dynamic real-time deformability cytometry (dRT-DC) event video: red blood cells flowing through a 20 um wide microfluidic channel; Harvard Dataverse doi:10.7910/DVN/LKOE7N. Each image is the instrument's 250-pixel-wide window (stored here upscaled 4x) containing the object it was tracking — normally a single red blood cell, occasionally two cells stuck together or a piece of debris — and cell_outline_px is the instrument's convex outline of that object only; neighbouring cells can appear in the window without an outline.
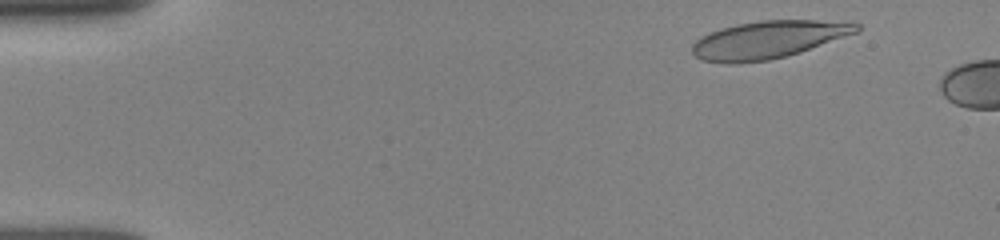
{"species": "human", "species_latin": "Homo sapiens", "temperature_condition": "room temperature", "stored_images_in_passage": 7, "camera_frame_rate_fps": 3000, "um_per_image_px": 0.085, "donor": {"sex": "female"}, "frame": {"image": 1, "passage_image": 3, "time_ms": 0.667, "image_size_px": [1000, 240], "cell_outline_px": [[860, 32], [800, 52], [768, 60], [736, 64], [724, 64], [700, 60], [692, 52], [692, 44], [700, 36], [720, 28], [736, 24], [760, 20], [852, 20], [860, 24]], "centroid_in_image_um": [65.35, 3.36], "position_along_channel_um": 19.7, "area_um2": 36.7}}